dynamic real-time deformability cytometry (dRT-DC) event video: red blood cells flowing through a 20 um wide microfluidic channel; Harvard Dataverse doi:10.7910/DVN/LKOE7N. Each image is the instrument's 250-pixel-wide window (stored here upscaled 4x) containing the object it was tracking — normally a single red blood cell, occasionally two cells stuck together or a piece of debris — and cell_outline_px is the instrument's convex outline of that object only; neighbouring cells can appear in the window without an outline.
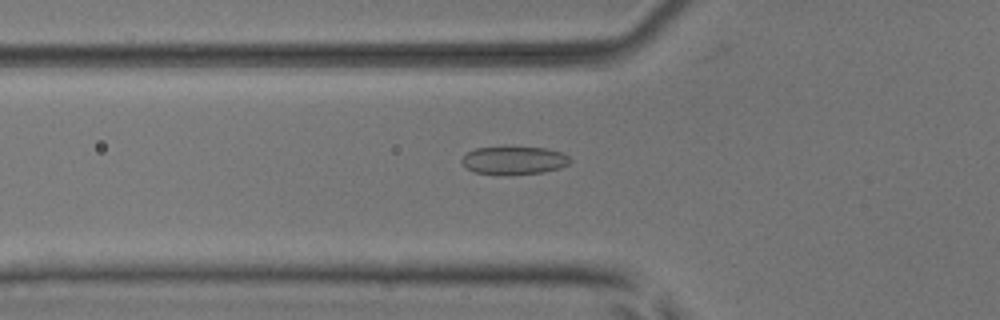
{"species": "common noctule bat (a hibernating species)", "species_latin": "Nyctalus noctula", "temperature_condition": "room temperature", "stored_images_in_passage": 36, "camera_frame_rate_fps": 3000, "um_per_image_px": 0.085, "animal": {"sex": "male", "body_mass_g": 17.9, "forearm_length_mm": 54.2}, "frame": {"image": 1, "passage_image": 19, "time_ms": 6.0, "image_size_px": [1000, 320], "cell_outline_px": [[572, 160], [568, 164], [560, 168], [544, 172], [512, 176], [476, 172], [468, 168], [460, 160], [468, 152], [476, 148], [548, 148], [560, 152], [568, 156]], "centroid_in_image_um": [43.73, 13.66], "position_along_channel_um": 82.1, "area_um2": 17.57}}
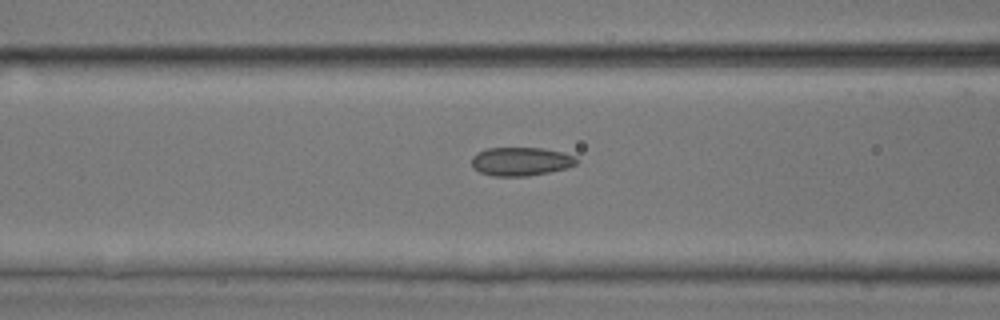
{"frame": {"image": 2, "passage_image": 22, "time_ms": 7.0, "image_size_px": [1000, 320], "cell_outline_px": [[580, 160], [576, 164], [568, 168], [528, 176], [492, 176], [480, 172], [472, 168], [472, 156], [476, 152], [488, 148], [544, 148], [560, 152], [572, 156]], "centroid_in_image_um": [44.24, 13.73], "position_along_channel_um": 122.4, "area_um2": 17.51}}
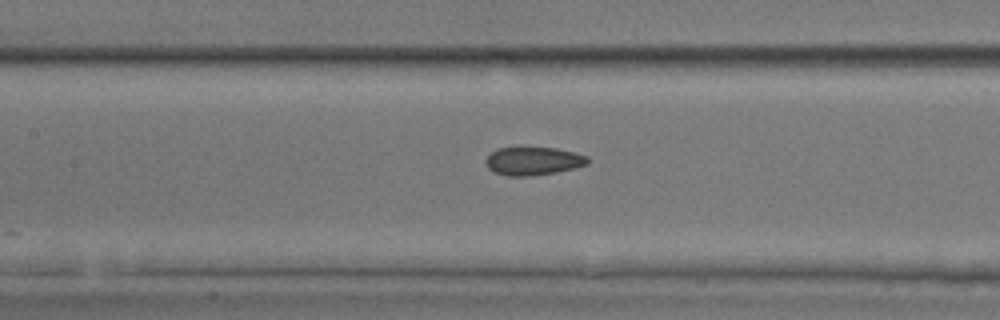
{"frame": {"image": 3, "passage_image": 25, "time_ms": 8.0, "image_size_px": [1000, 320], "cell_outline_px": [[592, 160], [588, 164], [576, 168], [556, 172], [528, 176], [508, 176], [492, 172], [484, 164], [484, 160], [496, 148], [556, 148], [576, 152], [588, 156]], "centroid_in_image_um": [45.35, 13.69], "position_along_channel_um": 162.1, "area_um2": 16.99}}